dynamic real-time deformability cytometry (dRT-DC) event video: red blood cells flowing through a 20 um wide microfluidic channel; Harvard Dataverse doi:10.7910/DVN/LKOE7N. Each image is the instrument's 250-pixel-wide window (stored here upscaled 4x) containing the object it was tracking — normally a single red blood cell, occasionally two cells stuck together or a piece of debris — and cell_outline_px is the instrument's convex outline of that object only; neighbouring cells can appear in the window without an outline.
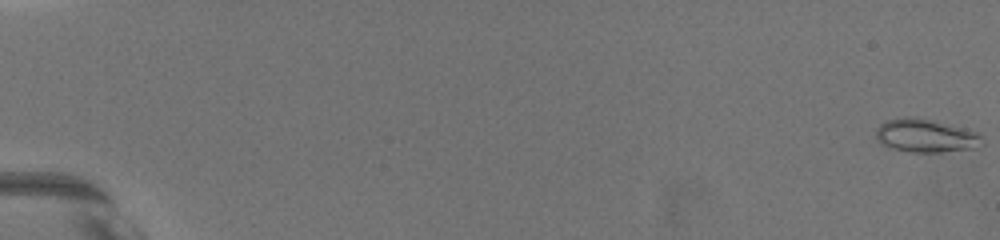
{"species": "common noctule bat (a hibernating species)", "species_latin": "Nyctalus noctula", "temperature_condition": "warm", "stored_images_in_passage": 48, "camera_frame_rate_fps": 3000, "um_per_image_px": 0.085, "animal": {"sex": "female", "body_mass_g": 19.5, "forearm_length_mm": 54.1}, "frame": {"image": 1, "passage_image": 1, "time_ms": 0.0, "image_size_px": [1000, 240], "cell_outline_px": [[984, 144], [968, 148], [940, 152], [912, 152], [888, 148], [880, 144], [876, 140], [876, 128], [880, 124], [888, 120], [904, 116], [916, 116], [980, 132]], "centroid_in_image_um": [78.64, 11.52], "position_along_channel_um": 6.4, "area_um2": 20.81}}
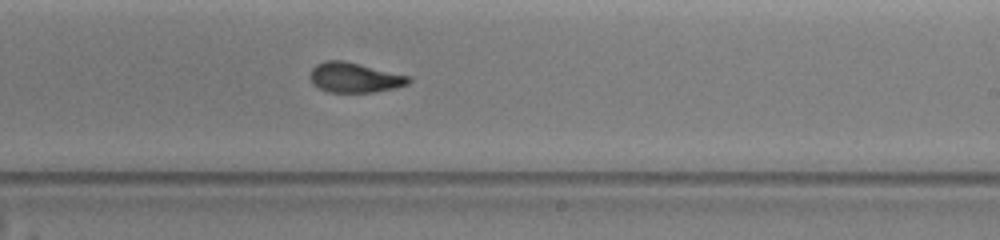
{"frame": {"image": 2, "passage_image": 32, "time_ms": 12.667, "image_size_px": [1000, 240], "cell_outline_px": [[412, 80], [408, 84], [396, 88], [376, 92], [328, 92], [312, 84], [308, 76], [312, 68], [316, 64], [324, 60], [344, 60], [412, 76]], "centroid_in_image_um": [30.15, 6.58], "position_along_channel_um": 258.9, "area_um2": 17.57}}
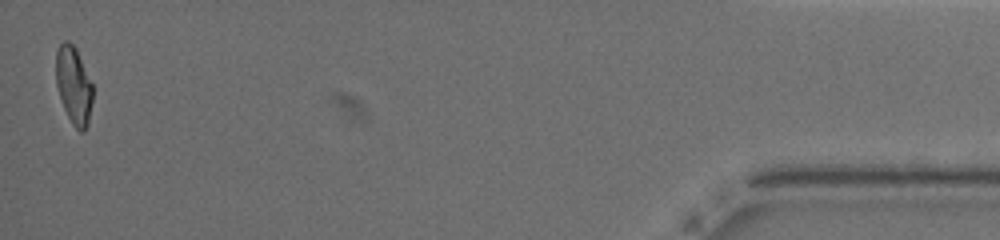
{"frame": {"image": 3, "passage_image": 48, "time_ms": 19.667, "image_size_px": [1000, 240], "cell_outline_px": [[92, 100], [88, 124], [84, 132], [80, 132], [72, 124], [64, 108], [56, 84], [56, 52], [60, 44], [64, 40], [68, 40], [76, 48], [92, 84]], "centroid_in_image_um": [6.26, 7.25], "position_along_channel_um": 428.9, "area_um2": 16.47}, "authors_computed_cell_mechanics": {"area_um2": 17.5712, "velocity_mm_per_s": 3.614, "shape_relaxation_time_tau1_ms": null, "shape_relaxation_time_tau2_ms": 1.835, "deformation_change_tau1": null, "deformation_change_tau2": 0.0698}}